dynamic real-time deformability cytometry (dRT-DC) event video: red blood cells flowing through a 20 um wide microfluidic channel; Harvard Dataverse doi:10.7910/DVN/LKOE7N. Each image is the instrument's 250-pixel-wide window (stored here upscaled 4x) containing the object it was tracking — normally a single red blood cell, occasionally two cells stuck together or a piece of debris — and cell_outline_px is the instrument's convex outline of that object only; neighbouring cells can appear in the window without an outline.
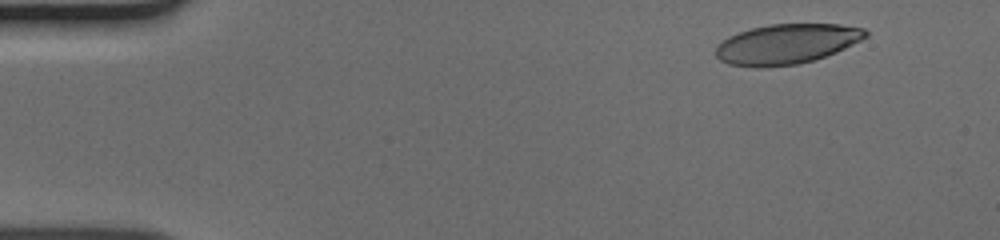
{"species": "human", "species_latin": "Homo sapiens", "temperature_condition": "cold", "stored_images_in_passage": 47, "camera_frame_rate_fps": 3000, "um_per_image_px": 0.085, "donor": {"sex": "male"}, "frame": {"image": 1, "passage_image": 2, "time_ms": 0.333, "image_size_px": [1000, 240], "cell_outline_px": [[868, 36], [836, 52], [812, 60], [796, 64], [764, 68], [756, 68], [728, 64], [720, 60], [716, 56], [716, 48], [728, 36], [752, 28], [768, 24], [840, 24], [864, 28], [868, 32]], "centroid_in_image_um": [66.85, 3.74], "position_along_channel_um": 18.2, "area_um2": 34.8}}
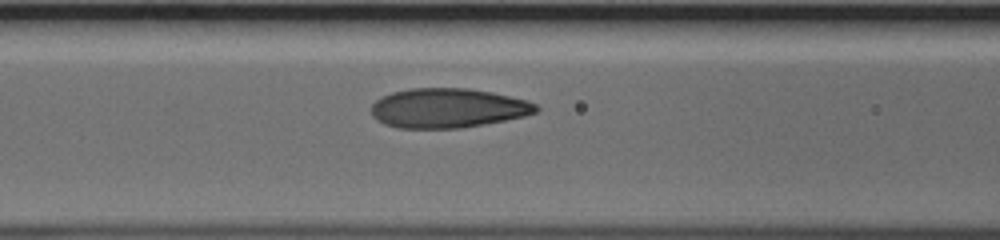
{"frame": {"image": 2, "passage_image": 18, "time_ms": 5.667, "image_size_px": [1000, 240], "cell_outline_px": [[540, 108], [536, 112], [524, 116], [484, 124], [460, 128], [400, 128], [384, 124], [372, 116], [372, 104], [380, 96], [392, 92], [412, 88], [468, 88], [492, 92], [528, 100], [536, 104]], "centroid_in_image_um": [38.06, 9.18], "position_along_channel_um": 128.5, "area_um2": 37.97}}
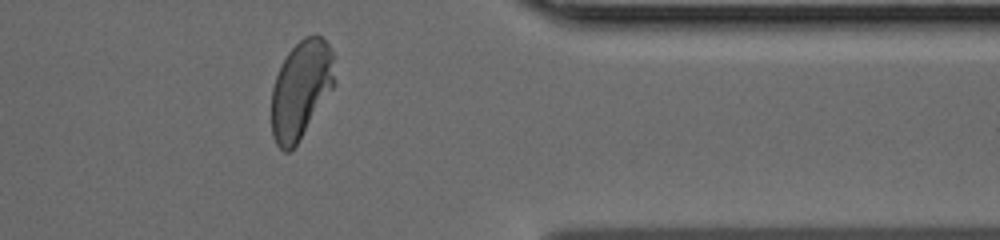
{"frame": {"image": 3, "passage_image": 38, "time_ms": 12.333, "image_size_px": [1000, 240], "cell_outline_px": [[336, 56], [332, 88], [296, 144], [288, 152], [284, 152], [276, 144], [272, 136], [272, 88], [276, 76], [288, 52], [304, 36], [320, 36], [328, 44]], "centroid_in_image_um": [25.57, 7.58], "position_along_channel_um": 385.8, "area_um2": 35.43}}